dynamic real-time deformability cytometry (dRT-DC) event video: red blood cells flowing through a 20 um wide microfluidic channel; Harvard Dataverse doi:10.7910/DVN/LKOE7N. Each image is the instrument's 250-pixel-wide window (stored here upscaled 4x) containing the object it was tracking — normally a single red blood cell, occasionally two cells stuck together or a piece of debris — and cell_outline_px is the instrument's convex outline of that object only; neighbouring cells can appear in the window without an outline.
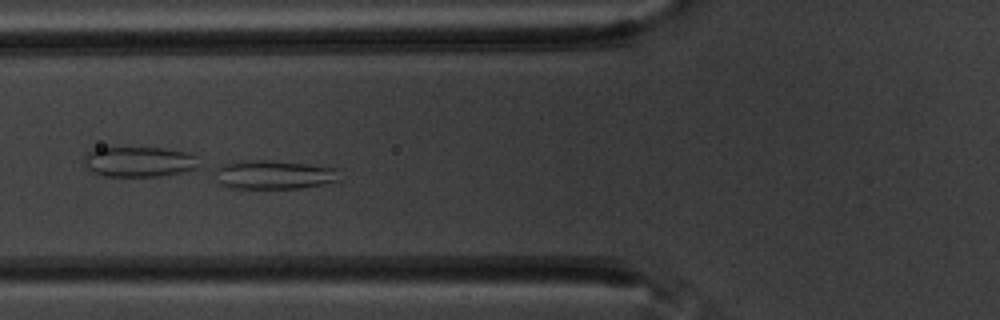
{"species": "common noctule bat (a hibernating species)", "species_latin": "Nyctalus noctula", "temperature_condition": "warm", "stored_images_in_passage": 58, "camera_frame_rate_fps": 3000, "um_per_image_px": 0.085, "animal": {"sex": "male", "body_mass_g": 20.1, "forearm_length_mm": 53.5}, "frame": {"image": 1, "passage_image": 23, "time_ms": 7.333, "image_size_px": [1000, 320], "cell_outline_px": [[340, 180], [300, 188], [228, 188], [220, 184], [212, 172], [212, 168], [228, 160], [272, 160], [340, 168]], "centroid_in_image_um": [23.18, 14.82], "position_along_channel_um": 102.6, "area_um2": 21.62}}
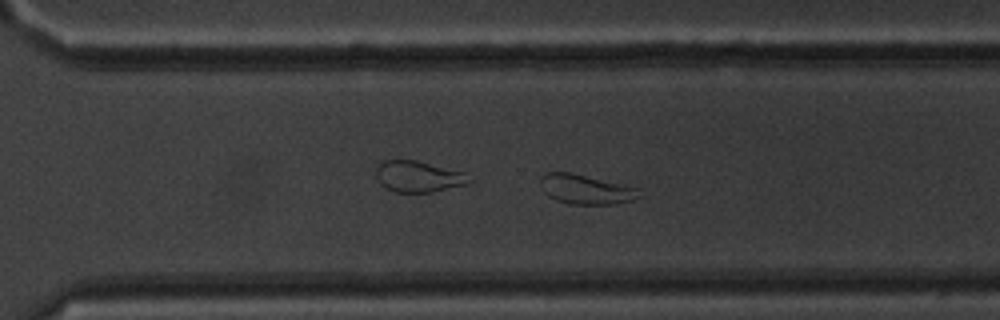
{"frame": {"image": 2, "passage_image": 42, "time_ms": 13.667, "image_size_px": [1000, 320], "cell_outline_px": [[644, 196], [632, 200], [616, 204], [568, 204], [556, 200], [548, 196], [544, 192], [540, 180], [540, 176], [548, 172], [568, 172], [624, 184], [640, 188]], "centroid_in_image_um": [49.85, 16.1], "position_along_channel_um": 320.7, "area_um2": 17.22}}
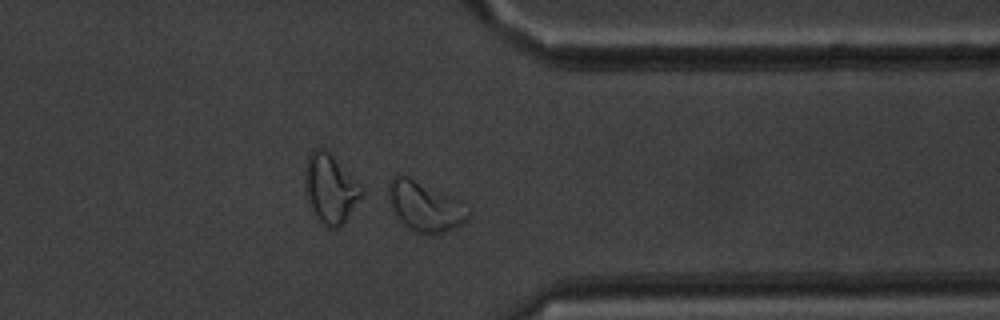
{"frame": {"image": 3, "passage_image": 47, "time_ms": 15.333, "image_size_px": [1000, 320], "cell_outline_px": [[472, 212], [468, 220], [464, 224], [456, 228], [436, 236], [428, 236], [416, 232], [408, 228], [400, 220], [392, 208], [388, 200], [388, 184], [392, 176], [396, 172], [400, 172], [456, 196], [464, 200], [472, 208]], "centroid_in_image_um": [36.21, 17.52], "position_along_channel_um": 375.2, "area_um2": 24.8}, "authors_computed_cell_mechanics": {"area_um2": 26.7614, "velocity_mm_per_s": 3.4462, "shape_relaxation_time_tau1_ms": 1.1879, "shape_relaxation_time_tau2_ms": 1.7198, "deformation_change_tau1": 0.189, "deformation_change_tau2": 0.0722}}